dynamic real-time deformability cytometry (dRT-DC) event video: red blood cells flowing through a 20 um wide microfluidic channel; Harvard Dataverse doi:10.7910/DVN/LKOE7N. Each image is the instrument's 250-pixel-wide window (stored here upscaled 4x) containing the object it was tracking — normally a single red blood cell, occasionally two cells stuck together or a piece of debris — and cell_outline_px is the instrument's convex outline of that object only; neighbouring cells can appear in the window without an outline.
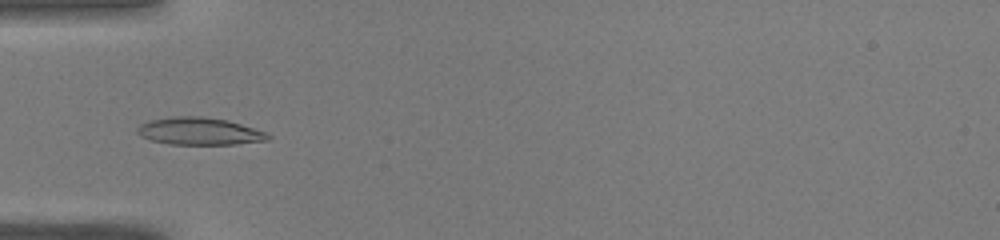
{"species": "common noctule bat (a hibernating species)", "species_latin": "Nyctalus noctula", "temperature_condition": "warm", "stored_images_in_passage": 44, "camera_frame_rate_fps": 3000, "um_per_image_px": 0.085, "animal": {"sex": "male", "body_mass_g": 19.0, "forearm_length_mm": 50.8}, "frame": {"image": 1, "passage_image": 11, "time_ms": 3.333, "image_size_px": [1000, 240], "cell_outline_px": [[272, 136], [268, 140], [236, 144], [168, 144], [152, 140], [140, 136], [136, 132], [136, 128], [140, 124], [148, 120], [176, 116], [204, 116], [228, 120], [268, 132]], "centroid_in_image_um": [16.95, 11.15], "position_along_channel_um": 68.0, "area_um2": 21.04}}
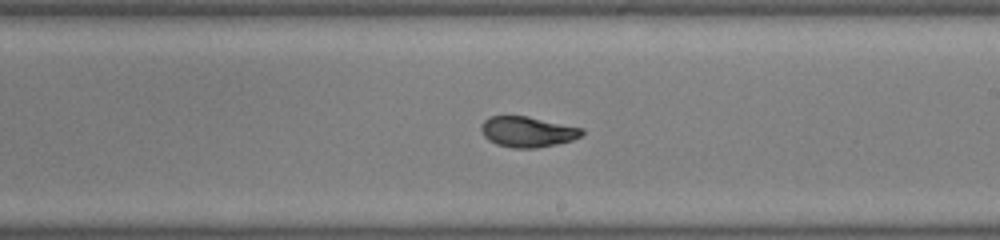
{"frame": {"image": 2, "passage_image": 24, "time_ms": 7.667, "image_size_px": [1000, 240], "cell_outline_px": [[584, 132], [580, 136], [572, 140], [556, 144], [536, 148], [512, 148], [496, 144], [488, 140], [484, 136], [480, 128], [480, 124], [488, 116], [528, 116], [584, 128]], "centroid_in_image_um": [44.82, 11.19], "position_along_channel_um": 244.2, "area_um2": 18.09}}
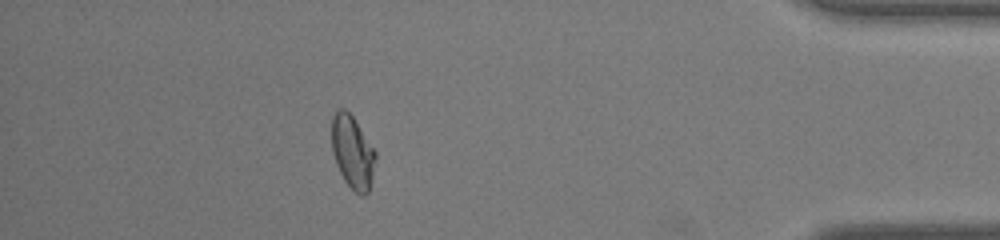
{"frame": {"image": 3, "passage_image": 39, "time_ms": 12.667, "image_size_px": [1000, 240], "cell_outline_px": [[376, 156], [372, 180], [368, 192], [364, 196], [360, 196], [344, 180], [336, 164], [332, 152], [332, 116], [340, 108], [344, 108], [352, 116], [376, 152]], "centroid_in_image_um": [29.96, 12.95], "position_along_channel_um": 405.2, "area_um2": 18.44}}